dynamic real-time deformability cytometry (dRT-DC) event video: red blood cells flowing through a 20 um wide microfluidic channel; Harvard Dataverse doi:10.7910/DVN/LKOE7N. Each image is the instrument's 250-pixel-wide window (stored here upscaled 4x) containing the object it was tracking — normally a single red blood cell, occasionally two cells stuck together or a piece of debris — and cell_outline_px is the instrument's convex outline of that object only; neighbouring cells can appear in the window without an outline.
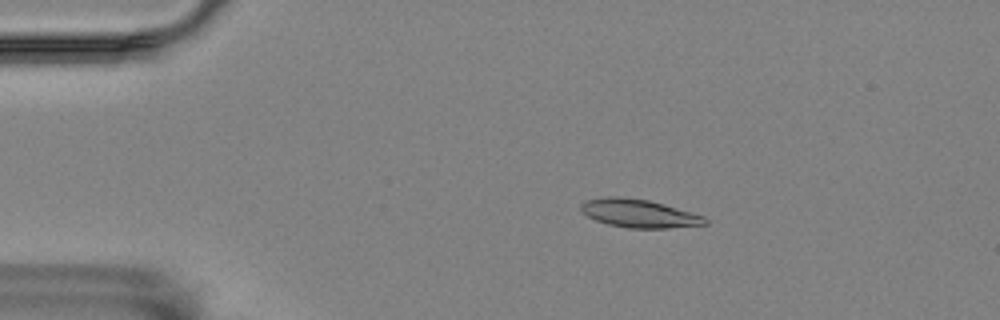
{"species": "Egyptian fruit bat (a non-hibernating species)", "species_latin": "Rousettus aegyptiacus", "temperature_condition": "room temperature", "stored_images_in_passage": 57, "camera_frame_rate_fps": 3000, "um_per_image_px": 0.085, "animal": {"sex": "female"}, "frame": {"image": 1, "passage_image": 10, "time_ms": 3.0, "image_size_px": [1000, 320], "cell_outline_px": [[708, 224], [668, 228], [628, 228], [608, 224], [596, 220], [588, 216], [580, 208], [580, 204], [584, 200], [608, 196], [620, 196], [648, 200], [664, 204], [704, 216], [708, 220]], "centroid_in_image_um": [54.31, 18.13], "position_along_channel_um": 30.7, "area_um2": 20.4}}
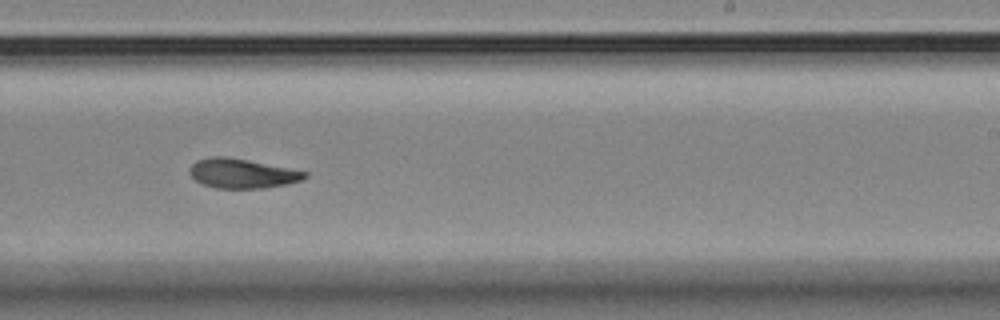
{"frame": {"image": 2, "passage_image": 35, "time_ms": 11.333, "image_size_px": [1000, 320], "cell_outline_px": [[308, 176], [300, 180], [288, 184], [264, 188], [216, 188], [204, 184], [196, 180], [188, 172], [188, 168], [196, 160], [212, 156], [224, 156], [248, 160], [308, 172]], "centroid_in_image_um": [20.56, 14.74], "position_along_channel_um": 268.4, "area_um2": 19.71}}
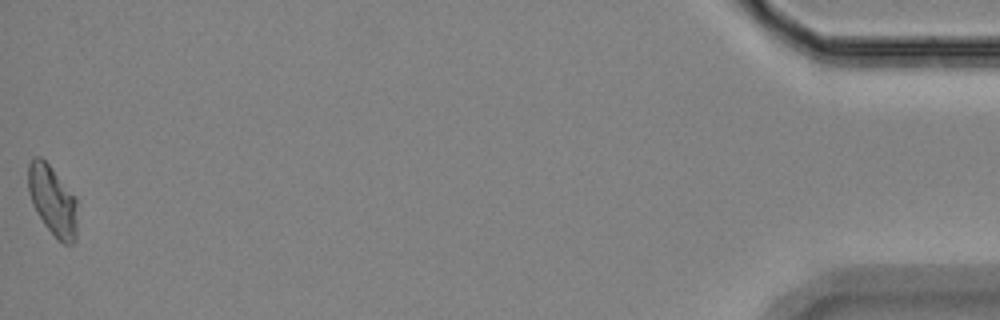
{"frame": {"image": 3, "passage_image": 57, "time_ms": 18.667, "image_size_px": [1000, 320], "cell_outline_px": [[76, 240], [72, 244], [64, 244], [44, 224], [36, 212], [32, 204], [28, 192], [28, 164], [36, 156], [40, 156], [48, 164], [76, 196]], "centroid_in_image_um": [4.46, 17.04], "position_along_channel_um": 430.7, "area_um2": 19.83}, "authors_computed_cell_mechanics": {"area_um2": 19.8832, "velocity_mm_per_s": 3.4592, "shape_relaxation_time_tau1_ms": 8.0864, "shape_relaxation_time_tau2_ms": 1.7552, "deformation_change_tau1": 0.1882, "deformation_change_tau2": 0.0736}}